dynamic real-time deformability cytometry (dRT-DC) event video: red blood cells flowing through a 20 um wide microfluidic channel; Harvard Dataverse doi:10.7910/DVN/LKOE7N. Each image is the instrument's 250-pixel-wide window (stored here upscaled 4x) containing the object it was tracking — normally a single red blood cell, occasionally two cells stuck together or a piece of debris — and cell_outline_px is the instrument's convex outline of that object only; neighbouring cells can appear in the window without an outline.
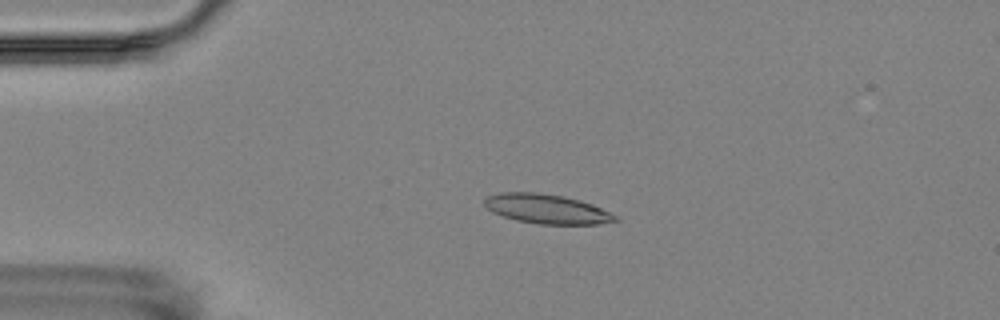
{"species": "Egyptian fruit bat (a non-hibernating species)", "species_latin": "Rousettus aegyptiacus", "temperature_condition": "room temperature", "stored_images_in_passage": 5, "camera_frame_rate_fps": 3000, "um_per_image_px": 0.085, "animal": {"sex": "female"}, "frame": {"image": 1, "passage_image": 4, "time_ms": 3.333, "image_size_px": [1000, 320], "cell_outline_px": [[620, 220], [600, 224], [540, 224], [516, 220], [492, 212], [484, 204], [484, 200], [488, 196], [500, 192], [540, 192], [564, 196], [592, 204], [616, 216]], "centroid_in_image_um": [46.46, 17.75], "position_along_channel_um": 38.5, "area_um2": 22.31}}